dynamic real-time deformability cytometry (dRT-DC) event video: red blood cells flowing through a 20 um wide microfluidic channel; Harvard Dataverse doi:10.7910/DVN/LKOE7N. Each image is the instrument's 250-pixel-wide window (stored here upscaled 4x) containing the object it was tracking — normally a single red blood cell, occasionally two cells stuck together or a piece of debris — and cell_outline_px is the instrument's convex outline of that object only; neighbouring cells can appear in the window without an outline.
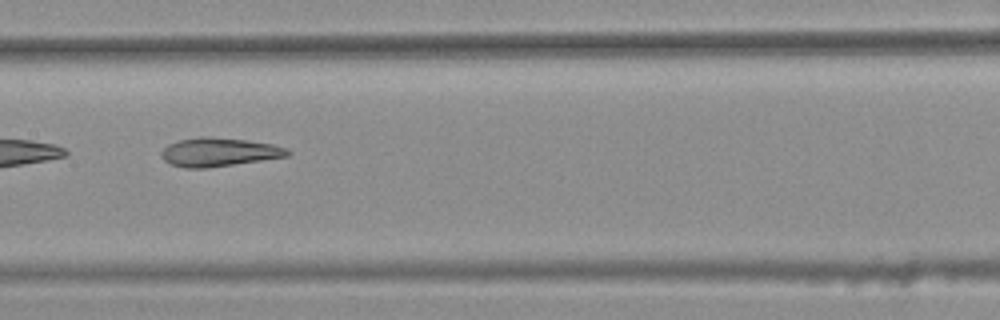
{"species": "common noctule bat (a hibernating species)", "species_latin": "Nyctalus noctula", "temperature_condition": "warm", "stored_images_in_passage": 23, "camera_frame_rate_fps": 3000, "um_per_image_px": 0.085, "animal": {"sex": "female", "body_mass_g": 25.1}, "frame": {"image": 1, "passage_image": 17, "time_ms": 5.333, "image_size_px": [1000, 320], "cell_outline_px": [[292, 152], [288, 156], [208, 168], [184, 168], [168, 164], [160, 156], [160, 152], [168, 144], [180, 140], [200, 136], [212, 136], [248, 140], [272, 144], [288, 148]], "centroid_in_image_um": [18.59, 12.92], "position_along_channel_um": 188.8, "area_um2": 21.33}}
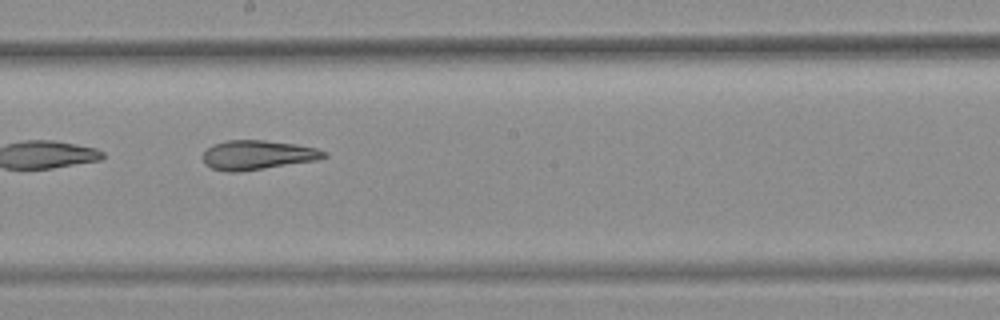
{"frame": {"image": 2, "passage_image": 20, "time_ms": 6.333, "image_size_px": [1000, 320], "cell_outline_px": [[328, 156], [316, 160], [240, 172], [228, 172], [212, 168], [204, 164], [204, 152], [212, 144], [228, 140], [264, 140], [296, 144], [316, 148], [328, 152]], "centroid_in_image_um": [21.9, 13.17], "position_along_channel_um": 226.3, "area_um2": 20.69}}